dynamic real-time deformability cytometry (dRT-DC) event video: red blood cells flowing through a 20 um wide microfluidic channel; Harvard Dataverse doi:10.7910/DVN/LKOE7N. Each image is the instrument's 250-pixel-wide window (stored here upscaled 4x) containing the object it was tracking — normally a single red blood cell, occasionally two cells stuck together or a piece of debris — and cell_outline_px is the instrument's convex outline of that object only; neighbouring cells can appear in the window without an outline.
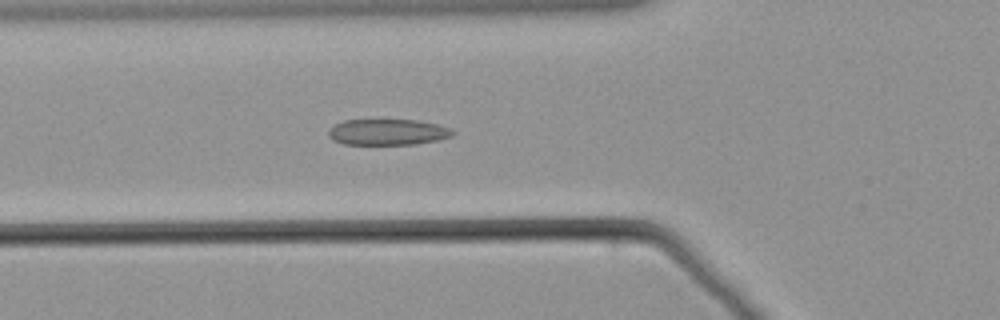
{"species": "common noctule bat (a hibernating species)", "species_latin": "Nyctalus noctula", "temperature_condition": "warm", "stored_images_in_passage": 40, "camera_frame_rate_fps": 3000, "um_per_image_px": 0.085, "animal": {"sex": "male", "body_mass_g": 21.5, "forearm_length_mm": 52.0}, "frame": {"image": 1, "passage_image": 3, "time_ms": 0.667, "image_size_px": [1000, 320], "cell_outline_px": [[456, 132], [452, 136], [436, 140], [416, 144], [344, 144], [332, 140], [328, 136], [328, 132], [336, 124], [344, 120], [416, 120], [436, 124], [452, 128]], "centroid_in_image_um": [32.97, 11.23], "position_along_channel_um": 92.8, "area_um2": 18.73}}
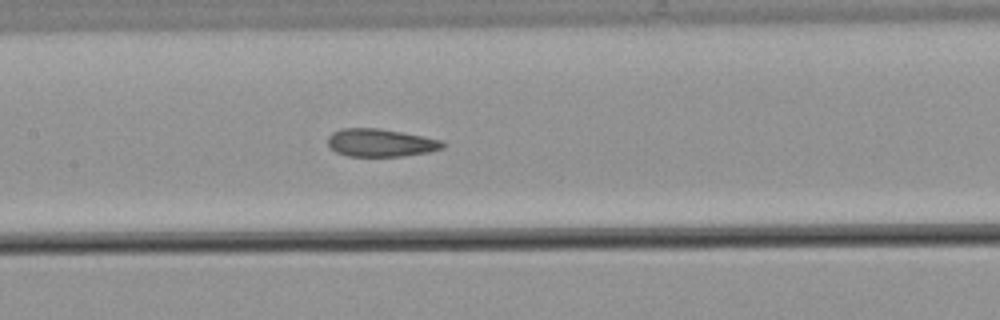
{"frame": {"image": 2, "passage_image": 10, "time_ms": 3.0, "image_size_px": [1000, 320], "cell_outline_px": [[448, 144], [444, 148], [428, 152], [404, 156], [348, 156], [336, 152], [328, 148], [328, 136], [332, 132], [340, 128], [380, 128], [440, 140]], "centroid_in_image_um": [32.32, 12.14], "position_along_channel_um": 175.1, "area_um2": 18.73}}
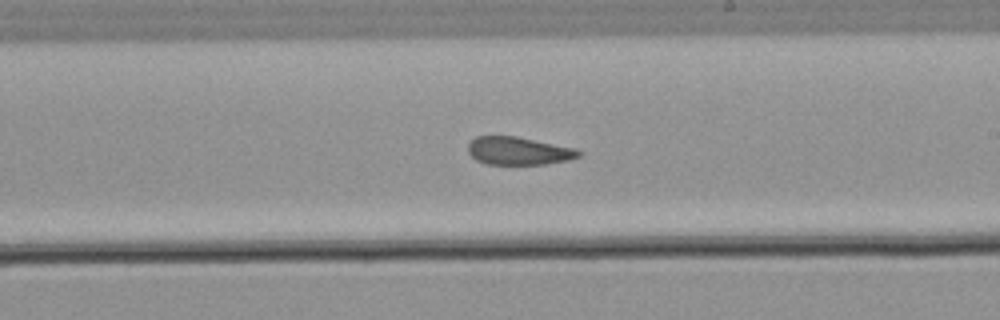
{"frame": {"image": 3, "passage_image": 16, "time_ms": 5.0, "image_size_px": [1000, 320], "cell_outline_px": [[584, 152], [580, 156], [568, 160], [544, 164], [488, 164], [476, 160], [468, 152], [468, 144], [476, 136], [516, 136], [576, 148]], "centroid_in_image_um": [44.1, 12.82], "position_along_channel_um": 244.9, "area_um2": 18.03}}